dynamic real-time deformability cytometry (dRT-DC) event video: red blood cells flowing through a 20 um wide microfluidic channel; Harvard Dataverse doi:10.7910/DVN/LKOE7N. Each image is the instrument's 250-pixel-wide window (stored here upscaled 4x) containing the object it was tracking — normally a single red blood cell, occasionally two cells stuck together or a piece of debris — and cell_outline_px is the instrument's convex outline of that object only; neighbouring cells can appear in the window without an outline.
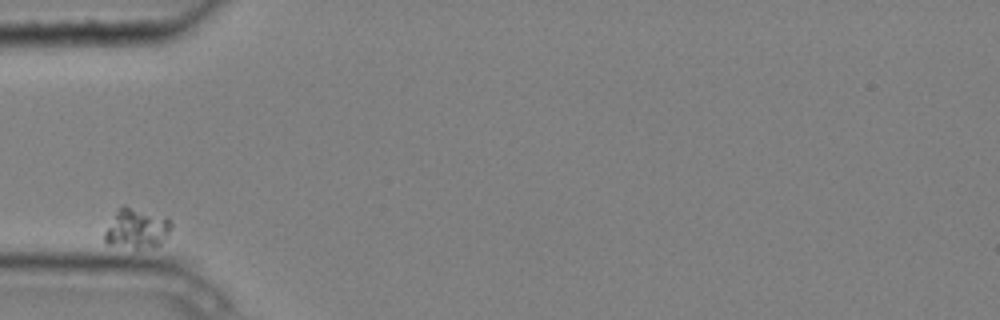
{"species": "common noctule bat (a hibernating species)", "species_latin": "Nyctalus noctula", "temperature_condition": "cold", "stored_images_in_passage": 1, "camera_frame_rate_fps": 3000, "um_per_image_px": 0.085, "animal": {"sex": "male", "body_mass_g": 20.4}, "frame": {"image": 1, "passage_image": 1, "time_ms": 0.0, "image_size_px": [1000, 320], "cell_outline_px": [[172, 228], [168, 236], [156, 248], [136, 248], [108, 244], [104, 240], [104, 232], [116, 212], [124, 204], [172, 220]], "centroid_in_image_um": [11.65, 19.44], "position_along_channel_um": 73.3, "area_um2": 15.49}}